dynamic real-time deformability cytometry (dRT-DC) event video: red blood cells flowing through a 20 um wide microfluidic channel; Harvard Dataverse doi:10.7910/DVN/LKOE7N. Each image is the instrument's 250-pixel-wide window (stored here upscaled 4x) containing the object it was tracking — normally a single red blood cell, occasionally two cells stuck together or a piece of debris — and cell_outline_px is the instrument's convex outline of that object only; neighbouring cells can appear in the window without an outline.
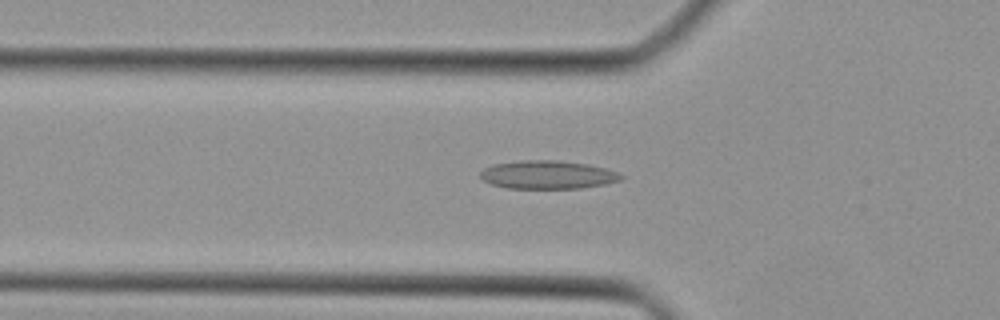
{"species": "Egyptian fruit bat (a non-hibernating species)", "species_latin": "Rousettus aegyptiacus", "temperature_condition": "cold", "stored_images_in_passage": 37, "camera_frame_rate_fps": 3000, "um_per_image_px": 0.085, "animal": {"sex": "female"}, "frame": {"image": 1, "passage_image": 11, "time_ms": 3.333, "image_size_px": [1000, 320], "cell_outline_px": [[624, 176], [620, 180], [604, 184], [580, 188], [508, 188], [492, 184], [484, 180], [480, 176], [480, 172], [484, 168], [492, 164], [520, 160], [560, 160], [588, 164], [604, 168], [616, 172]], "centroid_in_image_um": [46.53, 14.84], "position_along_channel_um": 79.3, "area_um2": 23.12}}
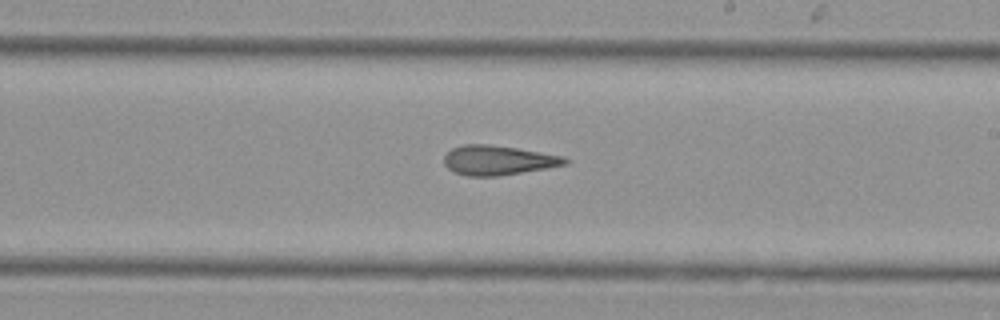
{"frame": {"image": 2, "passage_image": 22, "time_ms": 7.0, "image_size_px": [1000, 320], "cell_outline_px": [[572, 160], [568, 164], [496, 176], [468, 176], [456, 172], [448, 168], [444, 164], [444, 156], [452, 148], [464, 144], [488, 144], [516, 148], [564, 156]], "centroid_in_image_um": [42.35, 13.61], "position_along_channel_um": 246.7, "area_um2": 20.63}}
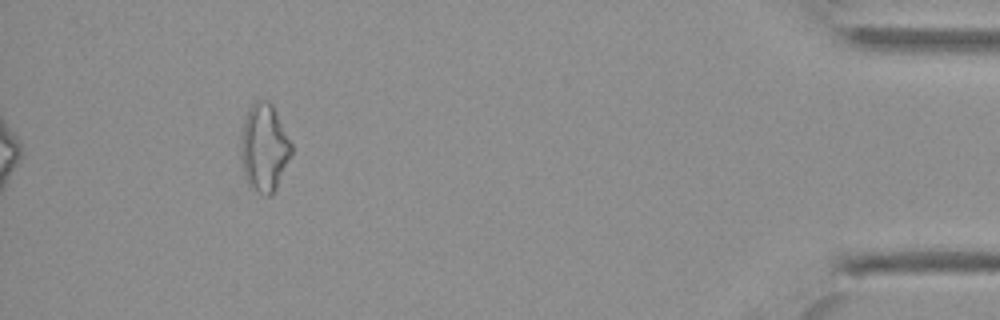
{"frame": {"image": 3, "passage_image": 37, "time_ms": 12.0, "image_size_px": [1000, 320], "cell_outline_px": [[292, 156], [276, 188], [268, 196], [264, 196], [248, 184], [244, 176], [240, 156], [240, 144], [244, 120], [248, 108], [256, 100], [268, 100], [272, 104], [292, 144]], "centroid_in_image_um": [22.45, 12.55], "position_along_channel_um": 412.7, "area_um2": 25.95}}